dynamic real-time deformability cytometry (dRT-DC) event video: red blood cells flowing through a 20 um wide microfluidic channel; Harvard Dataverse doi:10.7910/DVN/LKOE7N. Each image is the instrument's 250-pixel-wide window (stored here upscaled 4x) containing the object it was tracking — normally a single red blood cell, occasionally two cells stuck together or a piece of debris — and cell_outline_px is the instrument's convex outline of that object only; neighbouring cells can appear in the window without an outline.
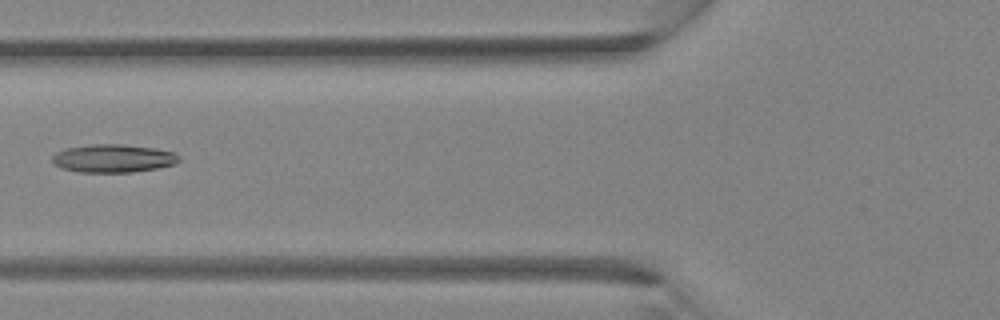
{"species": "Egyptian fruit bat (a non-hibernating species)", "species_latin": "Rousettus aegyptiacus", "temperature_condition": "room temperature", "stored_images_in_passage": 4, "camera_frame_rate_fps": 3000, "um_per_image_px": 0.085, "animal": {"sex": "female"}, "frame": {"image": 1, "passage_image": 4, "time_ms": 3.333, "image_size_px": [1000, 320], "cell_outline_px": [[180, 160], [176, 164], [156, 168], [132, 172], [80, 172], [60, 168], [52, 164], [52, 156], [56, 152], [68, 148], [92, 144], [124, 144], [152, 148], [176, 152], [180, 156]], "centroid_in_image_um": [9.62, 13.46], "position_along_channel_um": 116.2, "area_um2": 20.87}}